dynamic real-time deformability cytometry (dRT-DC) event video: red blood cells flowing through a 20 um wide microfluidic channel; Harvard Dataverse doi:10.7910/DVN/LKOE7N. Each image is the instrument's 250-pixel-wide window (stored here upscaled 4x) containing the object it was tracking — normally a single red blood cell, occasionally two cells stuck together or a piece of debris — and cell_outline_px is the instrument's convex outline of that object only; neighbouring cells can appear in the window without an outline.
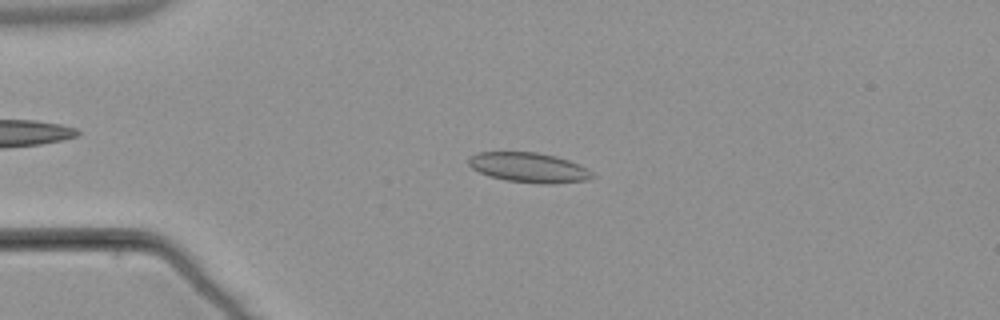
{"species": "common noctule bat (a hibernating species)", "species_latin": "Nyctalus noctula", "temperature_condition": "warm", "stored_images_in_passage": 54, "camera_frame_rate_fps": 3000, "um_per_image_px": 0.085, "animal": {"sex": "male", "body_mass_g": 21.5, "forearm_length_mm": 52.0}, "frame": {"image": 1, "passage_image": 13, "time_ms": 4.0, "image_size_px": [1000, 320], "cell_outline_px": [[596, 176], [588, 180], [552, 184], [540, 184], [504, 180], [488, 176], [472, 168], [468, 164], [468, 156], [480, 152], [536, 152], [556, 156], [568, 160], [592, 172]], "centroid_in_image_um": [44.92, 14.25], "position_along_channel_um": 40.1, "area_um2": 21.56}}
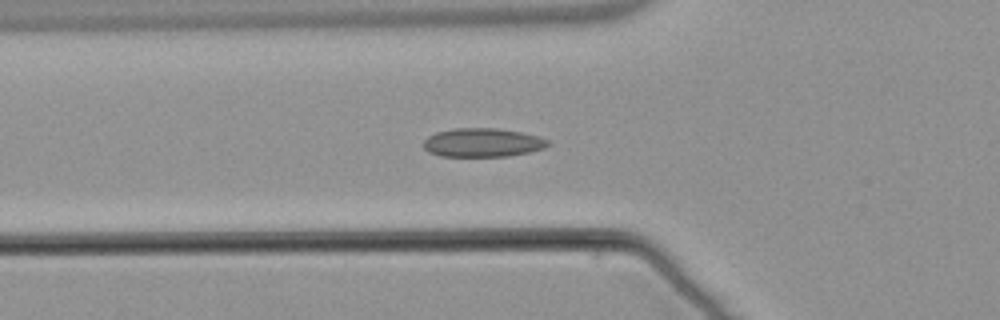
{"frame": {"image": 2, "passage_image": 19, "time_ms": 6.0, "image_size_px": [1000, 320], "cell_outline_px": [[548, 144], [544, 148], [528, 152], [508, 156], [440, 156], [428, 152], [424, 148], [424, 140], [428, 136], [436, 132], [456, 128], [496, 128], [520, 132], [536, 136], [548, 140]], "centroid_in_image_um": [40.97, 12.12], "position_along_channel_um": 84.8, "area_um2": 20.63}}
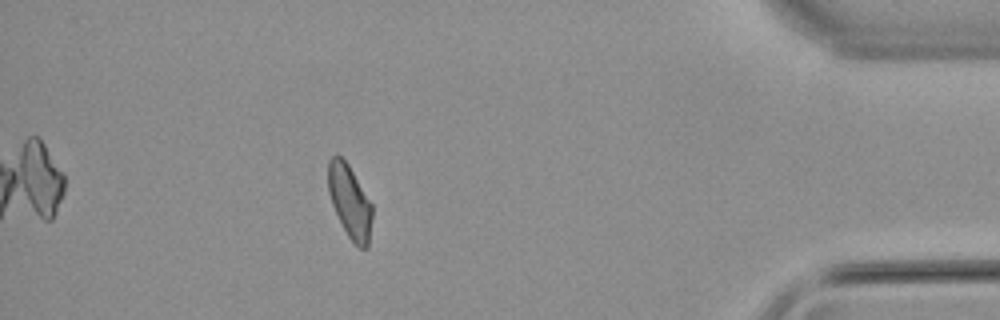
{"frame": {"image": 3, "passage_image": 48, "time_ms": 15.667, "image_size_px": [1000, 320], "cell_outline_px": [[372, 216], [368, 248], [360, 248], [348, 236], [332, 204], [328, 192], [328, 160], [336, 152], [348, 164], [372, 204]], "centroid_in_image_um": [29.72, 17.1], "position_along_channel_um": 405.5, "area_um2": 18.55}, "authors_computed_cell_mechanics": {"area_um2": 19.9988, "velocity_mm_per_s": 3.8069, "shape_relaxation_time_tau1_ms": null, "shape_relaxation_time_tau2_ms": 1.3306, "deformation_change_tau1": null, "deformation_change_tau2": 0.059}}